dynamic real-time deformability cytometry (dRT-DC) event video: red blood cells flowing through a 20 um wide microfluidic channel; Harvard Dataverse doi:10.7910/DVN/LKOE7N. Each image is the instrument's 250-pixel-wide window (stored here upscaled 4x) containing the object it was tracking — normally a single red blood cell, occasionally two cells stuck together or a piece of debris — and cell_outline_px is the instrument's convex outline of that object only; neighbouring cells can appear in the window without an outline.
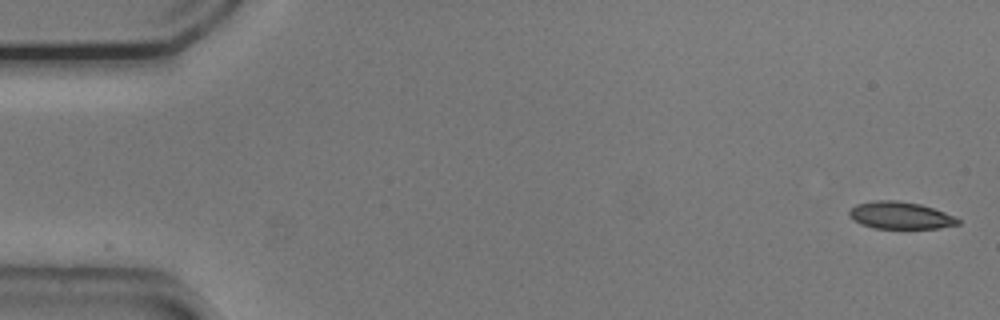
{"species": "common noctule bat (a hibernating species)", "species_latin": "Nyctalus noctula", "temperature_condition": "cold", "stored_images_in_passage": 52, "camera_frame_rate_fps": 3000, "um_per_image_px": 0.085, "animal": {"sex": "male", "body_mass_g": 20.5, "forearm_length_mm": 52.5}, "frame": {"image": 1, "passage_image": 1, "time_ms": 0.0, "image_size_px": [1000, 320], "cell_outline_px": [[960, 224], [940, 228], [872, 228], [860, 224], [852, 220], [848, 216], [848, 212], [856, 204], [872, 200], [896, 200], [920, 204], [956, 216], [960, 220]], "centroid_in_image_um": [76.5, 18.31], "position_along_channel_um": 8.5, "area_um2": 17.4}}
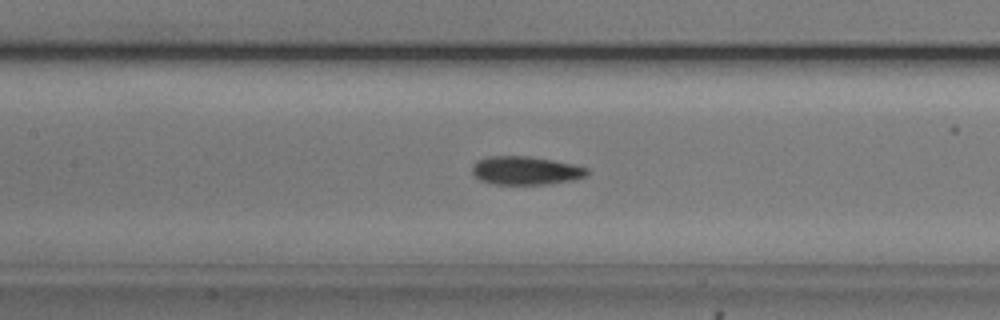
{"frame": {"image": 2, "passage_image": 24, "time_ms": 7.667, "image_size_px": [1000, 320], "cell_outline_px": [[588, 176], [572, 180], [548, 184], [496, 184], [480, 180], [472, 172], [472, 164], [476, 160], [488, 156], [528, 156], [552, 160], [572, 164], [588, 168]], "centroid_in_image_um": [44.67, 14.49], "position_along_channel_um": 162.7, "area_um2": 19.02}}
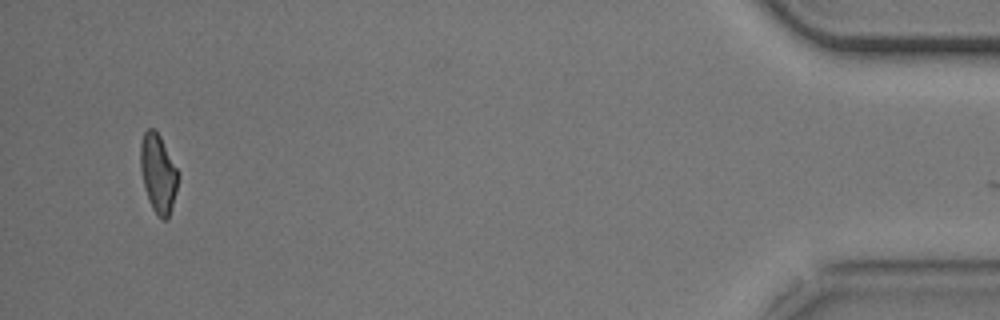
{"frame": {"image": 3, "passage_image": 51, "time_ms": 16.667, "image_size_px": [1000, 320], "cell_outline_px": [[180, 176], [176, 192], [168, 220], [164, 220], [152, 208], [148, 200], [144, 188], [140, 168], [140, 144], [144, 132], [148, 128], [152, 128], [160, 136], [180, 172]], "centroid_in_image_um": [13.46, 14.73], "position_along_channel_um": 421.7, "area_um2": 17.46}}